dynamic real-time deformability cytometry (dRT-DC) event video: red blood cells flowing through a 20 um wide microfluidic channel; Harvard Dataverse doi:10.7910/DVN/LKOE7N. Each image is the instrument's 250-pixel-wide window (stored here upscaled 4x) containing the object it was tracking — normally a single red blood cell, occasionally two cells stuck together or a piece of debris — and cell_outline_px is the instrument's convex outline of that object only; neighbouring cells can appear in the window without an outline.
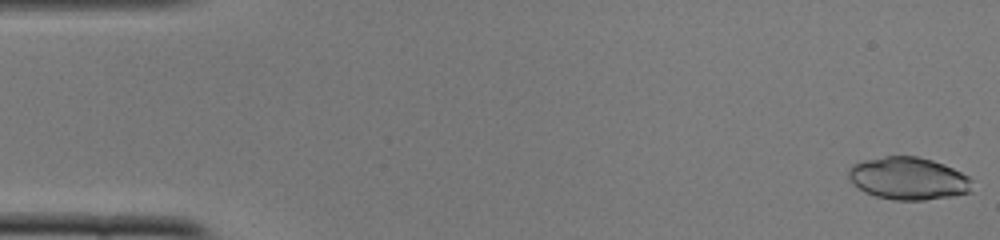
{"species": "common noctule bat (a hibernating species)", "species_latin": "Nyctalus noctula", "temperature_condition": "cold", "stored_images_in_passage": 51, "camera_frame_rate_fps": 3000, "um_per_image_px": 0.085, "animal": {"sex": "female", "body_mass_g": 22.0, "forearm_length_mm": 56.7}, "frame": {"image": 1, "passage_image": 1, "time_ms": 0.0, "image_size_px": [1000, 240], "cell_outline_px": [[972, 192], [952, 196], [924, 200], [892, 200], [876, 196], [864, 192], [852, 184], [848, 176], [848, 168], [852, 164], [864, 160], [884, 156], [916, 156], [932, 160], [944, 164], [968, 176], [972, 180]], "centroid_in_image_um": [77.19, 15.17], "position_along_channel_um": 7.8, "area_um2": 30.87}}